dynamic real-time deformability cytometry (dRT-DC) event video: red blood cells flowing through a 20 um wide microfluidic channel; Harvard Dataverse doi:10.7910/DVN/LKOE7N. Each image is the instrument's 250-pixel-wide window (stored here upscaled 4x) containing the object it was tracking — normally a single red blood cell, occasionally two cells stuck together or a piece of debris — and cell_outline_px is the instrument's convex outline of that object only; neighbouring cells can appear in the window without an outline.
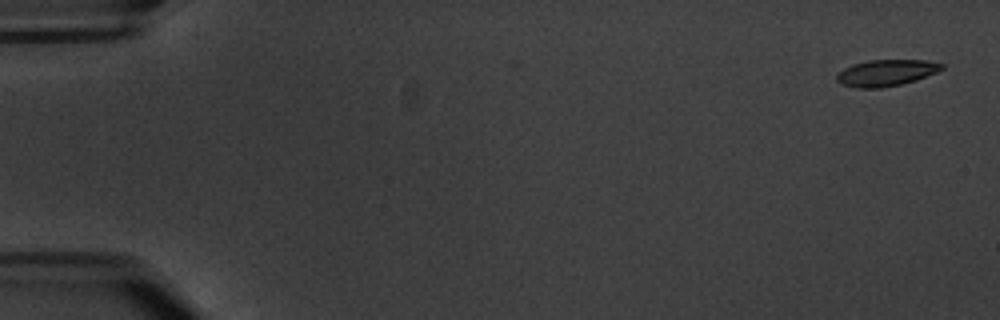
{"species": "common noctule bat (a hibernating species)", "species_latin": "Nyctalus noctula", "temperature_condition": "warm", "stored_images_in_passage": 7, "camera_frame_rate_fps": 3000, "um_per_image_px": 0.085, "animal": {"sex": "male", "body_mass_g": 20.1, "forearm_length_mm": 53.5}, "frame": {"image": 1, "passage_image": 1, "time_ms": 0.0, "image_size_px": [1000, 320], "cell_outline_px": [[944, 68], [936, 72], [916, 80], [900, 84], [880, 88], [856, 88], [840, 84], [836, 80], [836, 76], [844, 68], [852, 64], [868, 60], [928, 60], [944, 64]], "centroid_in_image_um": [75.31, 6.19], "position_along_channel_um": 9.7, "area_um2": 16.18}}
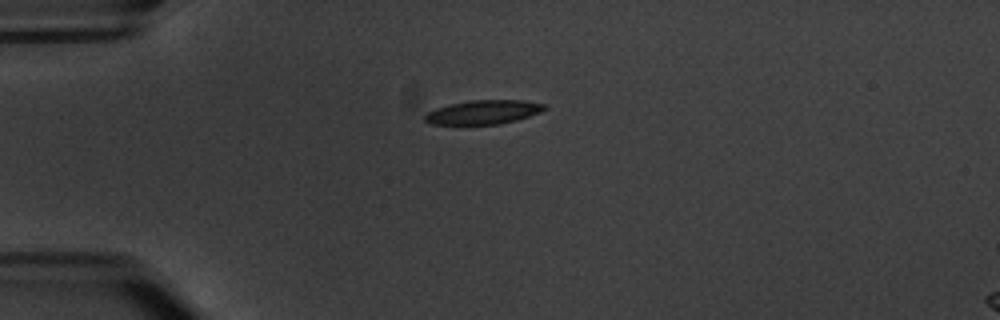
{"frame": {"image": 2, "passage_image": 5, "time_ms": 4.667, "image_size_px": [1000, 320], "cell_outline_px": [[548, 108], [540, 112], [516, 120], [500, 124], [428, 124], [424, 120], [424, 116], [428, 112], [436, 108], [452, 104], [472, 100], [524, 100], [548, 104]], "centroid_in_image_um": [41.13, 9.53], "position_along_channel_um": 43.9, "area_um2": 16.7}}